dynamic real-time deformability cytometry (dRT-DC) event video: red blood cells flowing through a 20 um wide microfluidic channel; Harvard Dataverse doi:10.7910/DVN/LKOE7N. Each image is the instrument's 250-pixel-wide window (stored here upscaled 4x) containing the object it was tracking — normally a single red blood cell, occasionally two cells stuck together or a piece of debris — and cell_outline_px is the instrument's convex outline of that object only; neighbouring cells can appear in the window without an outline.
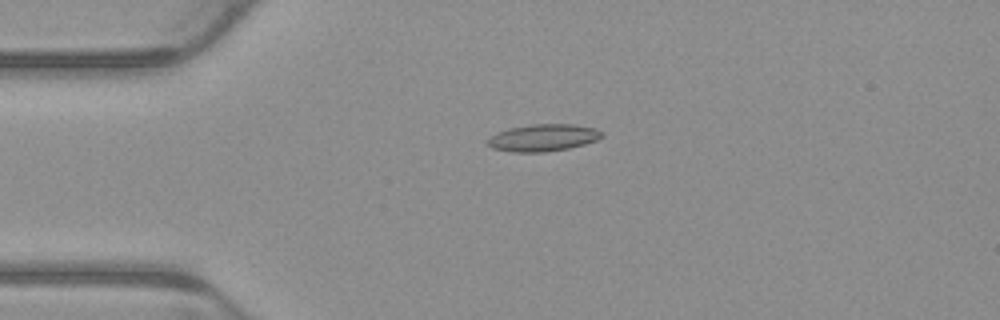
{"species": "common noctule bat (a hibernating species)", "species_latin": "Nyctalus noctula", "temperature_condition": "warm", "stored_images_in_passage": 9, "camera_frame_rate_fps": 3000, "um_per_image_px": 0.085, "animal": {"sex": "male", "body_mass_g": 23.1, "forearm_length_mm": 52.7}, "frame": {"image": 1, "passage_image": 3, "time_ms": 0.667, "image_size_px": [1000, 320], "cell_outline_px": [[604, 136], [596, 140], [584, 144], [568, 148], [544, 152], [512, 152], [492, 148], [484, 144], [484, 140], [496, 132], [508, 128], [532, 124], [572, 124], [596, 128], [604, 132]], "centroid_in_image_um": [46.11, 11.7], "position_along_channel_um": 38.9, "area_um2": 18.32}}
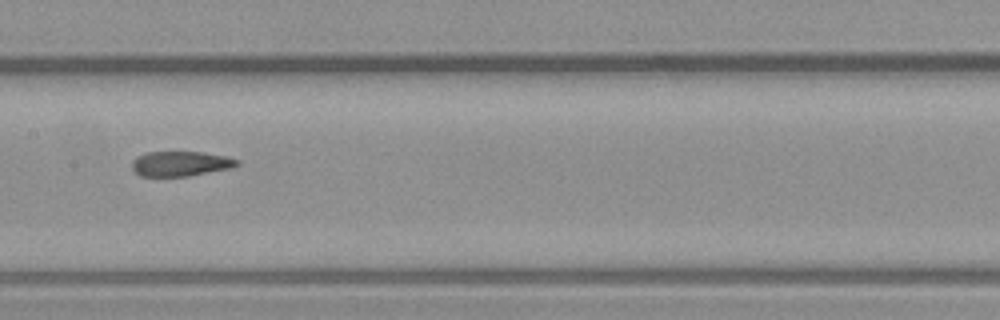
{"frame": {"image": 2, "passage_image": 7, "time_ms": 2.0, "image_size_px": [1000, 320], "cell_outline_px": [[240, 164], [232, 168], [188, 176], [140, 176], [132, 168], [132, 160], [136, 156], [144, 152], [204, 152], [224, 156], [240, 160]], "centroid_in_image_um": [15.35, 13.91], "position_along_channel_um": 192.1, "area_um2": 15.37}}
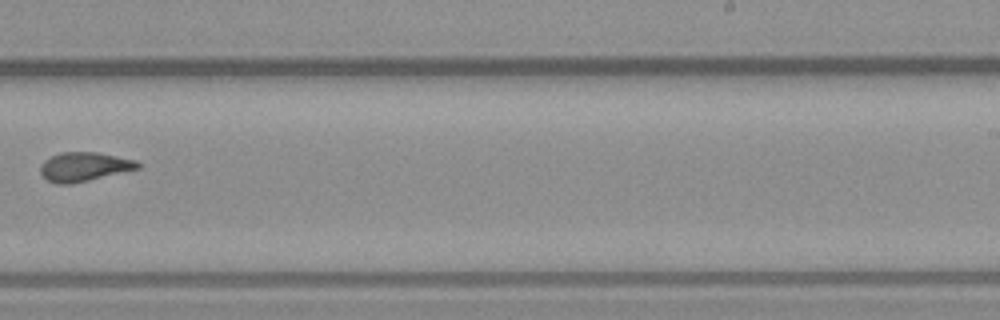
{"frame": {"image": 3, "passage_image": 9, "time_ms": 2.667, "image_size_px": [1000, 320], "cell_outline_px": [[140, 168], [72, 184], [56, 184], [48, 180], [40, 172], [40, 164], [44, 160], [60, 152], [96, 152], [136, 160], [140, 164]], "centroid_in_image_um": [7.13, 14.17], "position_along_channel_um": 281.9, "area_um2": 16.42}}